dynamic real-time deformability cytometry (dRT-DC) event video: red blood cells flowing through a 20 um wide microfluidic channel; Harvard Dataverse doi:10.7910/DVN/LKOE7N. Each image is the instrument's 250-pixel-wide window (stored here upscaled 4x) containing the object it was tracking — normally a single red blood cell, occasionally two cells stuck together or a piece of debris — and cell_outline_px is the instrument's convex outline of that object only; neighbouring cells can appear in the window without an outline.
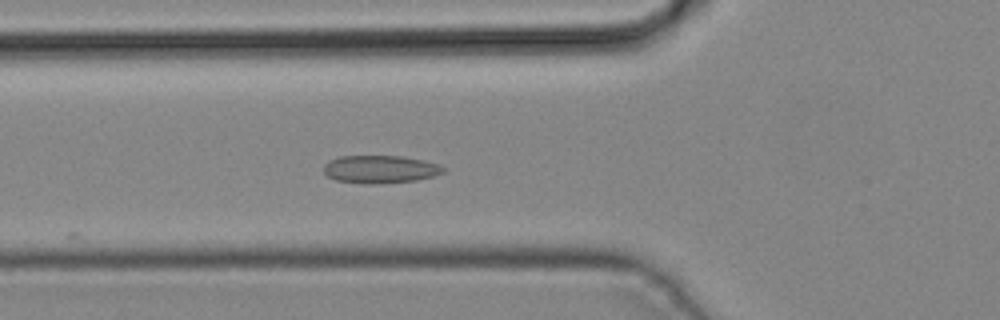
{"species": "common noctule bat (a hibernating species)", "species_latin": "Nyctalus noctula", "temperature_condition": "cold", "stored_images_in_passage": 27, "camera_frame_rate_fps": 3000, "um_per_image_px": 0.085, "animal": {"sex": "male", "body_mass_g": 19.2, "forearm_length_mm": 51.8}, "frame": {"image": 1, "passage_image": 2, "time_ms": 0.333, "image_size_px": [1000, 320], "cell_outline_px": [[444, 172], [432, 176], [416, 180], [372, 184], [364, 184], [336, 180], [328, 176], [324, 172], [324, 164], [328, 160], [340, 156], [400, 156], [424, 160], [440, 164], [444, 168]], "centroid_in_image_um": [32.29, 14.38], "position_along_channel_um": 93.5, "area_um2": 19.36}}
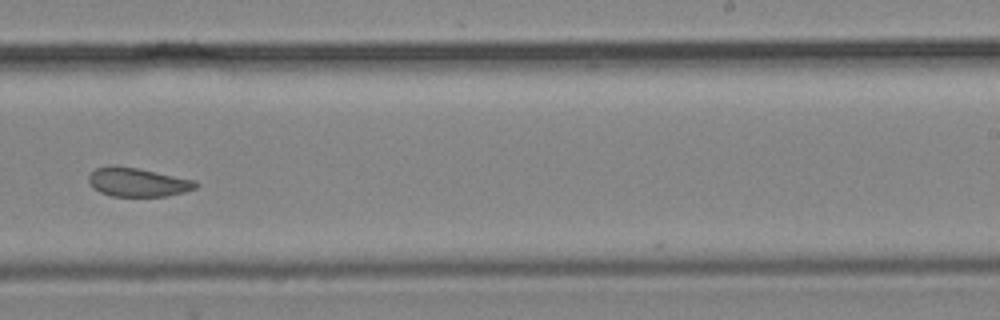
{"frame": {"image": 2, "passage_image": 14, "time_ms": 4.333, "image_size_px": [1000, 320], "cell_outline_px": [[200, 184], [196, 188], [184, 192], [164, 196], [112, 196], [100, 192], [92, 188], [88, 180], [88, 176], [96, 168], [108, 164], [116, 164], [196, 180]], "centroid_in_image_um": [11.68, 15.47], "position_along_channel_um": 277.3, "area_um2": 18.15}}
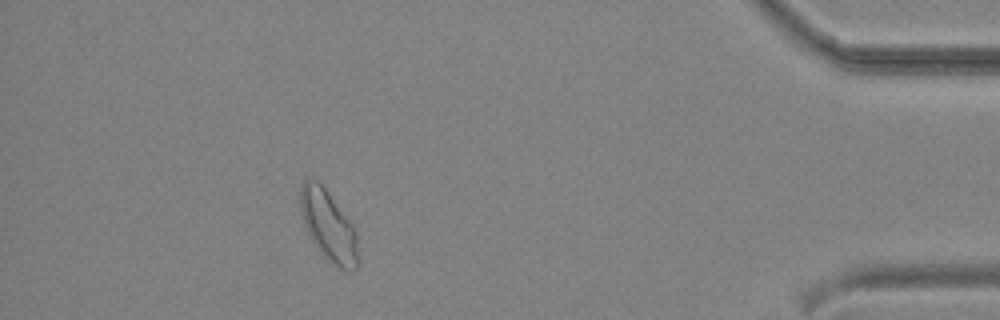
{"frame": {"image": 3, "passage_image": 26, "time_ms": 8.333, "image_size_px": [1000, 320], "cell_outline_px": [[360, 264], [352, 272], [348, 272], [332, 264], [328, 260], [312, 240], [304, 224], [300, 212], [300, 184], [308, 176], [312, 176], [328, 192], [356, 228]], "centroid_in_image_um": [27.95, 19.2], "position_along_channel_um": 407.3, "area_um2": 24.16}}